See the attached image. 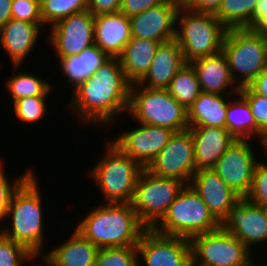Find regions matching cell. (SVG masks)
<instances>
[{
    "mask_svg": "<svg viewBox=\"0 0 267 266\" xmlns=\"http://www.w3.org/2000/svg\"><path fill=\"white\" fill-rule=\"evenodd\" d=\"M239 93L248 102L256 124L257 139L267 134V97L256 94L249 86L240 88Z\"/></svg>",
    "mask_w": 267,
    "mask_h": 266,
    "instance_id": "36",
    "label": "cell"
},
{
    "mask_svg": "<svg viewBox=\"0 0 267 266\" xmlns=\"http://www.w3.org/2000/svg\"><path fill=\"white\" fill-rule=\"evenodd\" d=\"M98 251L96 245L75 229L69 240L42 256L50 266H94Z\"/></svg>",
    "mask_w": 267,
    "mask_h": 266,
    "instance_id": "24",
    "label": "cell"
},
{
    "mask_svg": "<svg viewBox=\"0 0 267 266\" xmlns=\"http://www.w3.org/2000/svg\"><path fill=\"white\" fill-rule=\"evenodd\" d=\"M251 140H237L224 152L212 170L241 198L248 195L256 160Z\"/></svg>",
    "mask_w": 267,
    "mask_h": 266,
    "instance_id": "13",
    "label": "cell"
},
{
    "mask_svg": "<svg viewBox=\"0 0 267 266\" xmlns=\"http://www.w3.org/2000/svg\"><path fill=\"white\" fill-rule=\"evenodd\" d=\"M43 26V23H29L11 19L0 28V47L11 58V63L15 69L26 60V56L35 48Z\"/></svg>",
    "mask_w": 267,
    "mask_h": 266,
    "instance_id": "22",
    "label": "cell"
},
{
    "mask_svg": "<svg viewBox=\"0 0 267 266\" xmlns=\"http://www.w3.org/2000/svg\"><path fill=\"white\" fill-rule=\"evenodd\" d=\"M221 226L203 199L190 185H186L152 229L162 235L190 239L215 231Z\"/></svg>",
    "mask_w": 267,
    "mask_h": 266,
    "instance_id": "5",
    "label": "cell"
},
{
    "mask_svg": "<svg viewBox=\"0 0 267 266\" xmlns=\"http://www.w3.org/2000/svg\"><path fill=\"white\" fill-rule=\"evenodd\" d=\"M249 87L256 94L267 97V67L249 84Z\"/></svg>",
    "mask_w": 267,
    "mask_h": 266,
    "instance_id": "44",
    "label": "cell"
},
{
    "mask_svg": "<svg viewBox=\"0 0 267 266\" xmlns=\"http://www.w3.org/2000/svg\"><path fill=\"white\" fill-rule=\"evenodd\" d=\"M258 33L267 35V0H258L254 13V27Z\"/></svg>",
    "mask_w": 267,
    "mask_h": 266,
    "instance_id": "42",
    "label": "cell"
},
{
    "mask_svg": "<svg viewBox=\"0 0 267 266\" xmlns=\"http://www.w3.org/2000/svg\"><path fill=\"white\" fill-rule=\"evenodd\" d=\"M137 250L138 266H192L190 242L186 238L146 229L140 237Z\"/></svg>",
    "mask_w": 267,
    "mask_h": 266,
    "instance_id": "12",
    "label": "cell"
},
{
    "mask_svg": "<svg viewBox=\"0 0 267 266\" xmlns=\"http://www.w3.org/2000/svg\"><path fill=\"white\" fill-rule=\"evenodd\" d=\"M190 64L196 72L201 92L227 94L228 97L226 96V98H231V95L236 97L239 93L240 88L238 85H234L235 81H233L227 58L222 50L193 60Z\"/></svg>",
    "mask_w": 267,
    "mask_h": 266,
    "instance_id": "19",
    "label": "cell"
},
{
    "mask_svg": "<svg viewBox=\"0 0 267 266\" xmlns=\"http://www.w3.org/2000/svg\"><path fill=\"white\" fill-rule=\"evenodd\" d=\"M94 266H138L137 246L100 248Z\"/></svg>",
    "mask_w": 267,
    "mask_h": 266,
    "instance_id": "33",
    "label": "cell"
},
{
    "mask_svg": "<svg viewBox=\"0 0 267 266\" xmlns=\"http://www.w3.org/2000/svg\"><path fill=\"white\" fill-rule=\"evenodd\" d=\"M176 24L175 40L186 63L222 50L227 29L213 13L179 9Z\"/></svg>",
    "mask_w": 267,
    "mask_h": 266,
    "instance_id": "6",
    "label": "cell"
},
{
    "mask_svg": "<svg viewBox=\"0 0 267 266\" xmlns=\"http://www.w3.org/2000/svg\"><path fill=\"white\" fill-rule=\"evenodd\" d=\"M122 0H88V11L96 16L120 11Z\"/></svg>",
    "mask_w": 267,
    "mask_h": 266,
    "instance_id": "41",
    "label": "cell"
},
{
    "mask_svg": "<svg viewBox=\"0 0 267 266\" xmlns=\"http://www.w3.org/2000/svg\"><path fill=\"white\" fill-rule=\"evenodd\" d=\"M47 96L24 97L13 103L15 117L26 123H36L47 113Z\"/></svg>",
    "mask_w": 267,
    "mask_h": 266,
    "instance_id": "34",
    "label": "cell"
},
{
    "mask_svg": "<svg viewBox=\"0 0 267 266\" xmlns=\"http://www.w3.org/2000/svg\"><path fill=\"white\" fill-rule=\"evenodd\" d=\"M106 152L89 171L106 203H132L136 182L143 167L122 152L111 140L105 141Z\"/></svg>",
    "mask_w": 267,
    "mask_h": 266,
    "instance_id": "4",
    "label": "cell"
},
{
    "mask_svg": "<svg viewBox=\"0 0 267 266\" xmlns=\"http://www.w3.org/2000/svg\"><path fill=\"white\" fill-rule=\"evenodd\" d=\"M12 0H0V28L12 19Z\"/></svg>",
    "mask_w": 267,
    "mask_h": 266,
    "instance_id": "45",
    "label": "cell"
},
{
    "mask_svg": "<svg viewBox=\"0 0 267 266\" xmlns=\"http://www.w3.org/2000/svg\"><path fill=\"white\" fill-rule=\"evenodd\" d=\"M222 2L223 0H194L188 9L194 12L215 14L219 10Z\"/></svg>",
    "mask_w": 267,
    "mask_h": 266,
    "instance_id": "43",
    "label": "cell"
},
{
    "mask_svg": "<svg viewBox=\"0 0 267 266\" xmlns=\"http://www.w3.org/2000/svg\"><path fill=\"white\" fill-rule=\"evenodd\" d=\"M36 257L39 258L23 245L0 233V266H22L26 261L33 262Z\"/></svg>",
    "mask_w": 267,
    "mask_h": 266,
    "instance_id": "35",
    "label": "cell"
},
{
    "mask_svg": "<svg viewBox=\"0 0 267 266\" xmlns=\"http://www.w3.org/2000/svg\"><path fill=\"white\" fill-rule=\"evenodd\" d=\"M94 39L109 58H118L131 39L129 17L121 11L94 16Z\"/></svg>",
    "mask_w": 267,
    "mask_h": 266,
    "instance_id": "20",
    "label": "cell"
},
{
    "mask_svg": "<svg viewBox=\"0 0 267 266\" xmlns=\"http://www.w3.org/2000/svg\"><path fill=\"white\" fill-rule=\"evenodd\" d=\"M178 9H188L194 0H167Z\"/></svg>",
    "mask_w": 267,
    "mask_h": 266,
    "instance_id": "46",
    "label": "cell"
},
{
    "mask_svg": "<svg viewBox=\"0 0 267 266\" xmlns=\"http://www.w3.org/2000/svg\"><path fill=\"white\" fill-rule=\"evenodd\" d=\"M59 67L67 78V83L76 88L81 82L96 73L97 69L106 62L109 57L97 46L92 45L84 49L80 54L70 57L58 58Z\"/></svg>",
    "mask_w": 267,
    "mask_h": 266,
    "instance_id": "27",
    "label": "cell"
},
{
    "mask_svg": "<svg viewBox=\"0 0 267 266\" xmlns=\"http://www.w3.org/2000/svg\"><path fill=\"white\" fill-rule=\"evenodd\" d=\"M189 185L221 224L229 218L241 199L212 169L197 170Z\"/></svg>",
    "mask_w": 267,
    "mask_h": 266,
    "instance_id": "16",
    "label": "cell"
},
{
    "mask_svg": "<svg viewBox=\"0 0 267 266\" xmlns=\"http://www.w3.org/2000/svg\"><path fill=\"white\" fill-rule=\"evenodd\" d=\"M88 10V0H42L40 14L45 25H54L59 20Z\"/></svg>",
    "mask_w": 267,
    "mask_h": 266,
    "instance_id": "32",
    "label": "cell"
},
{
    "mask_svg": "<svg viewBox=\"0 0 267 266\" xmlns=\"http://www.w3.org/2000/svg\"><path fill=\"white\" fill-rule=\"evenodd\" d=\"M34 174L36 173H32L12 195L5 217V220L10 217L12 222L9 223L10 228L4 225L0 233L40 257L44 252L42 249L45 239L43 195L40 192L39 178Z\"/></svg>",
    "mask_w": 267,
    "mask_h": 266,
    "instance_id": "3",
    "label": "cell"
},
{
    "mask_svg": "<svg viewBox=\"0 0 267 266\" xmlns=\"http://www.w3.org/2000/svg\"><path fill=\"white\" fill-rule=\"evenodd\" d=\"M50 27L48 40L57 58L78 55L95 44L94 15L88 10L63 18Z\"/></svg>",
    "mask_w": 267,
    "mask_h": 266,
    "instance_id": "14",
    "label": "cell"
},
{
    "mask_svg": "<svg viewBox=\"0 0 267 266\" xmlns=\"http://www.w3.org/2000/svg\"><path fill=\"white\" fill-rule=\"evenodd\" d=\"M3 162L0 160V222L5 220L10 201L14 192L21 186V184L33 173L29 169L24 174L17 176L13 184L10 182L8 175L4 171ZM0 223V224H1Z\"/></svg>",
    "mask_w": 267,
    "mask_h": 266,
    "instance_id": "37",
    "label": "cell"
},
{
    "mask_svg": "<svg viewBox=\"0 0 267 266\" xmlns=\"http://www.w3.org/2000/svg\"><path fill=\"white\" fill-rule=\"evenodd\" d=\"M259 141L261 142V145L264 147L263 150H264V153H266L265 156L267 157V134H264L262 137H260ZM265 159H267V158H265ZM265 159H264L265 162L260 160L259 163L267 168V162H266L267 160H265Z\"/></svg>",
    "mask_w": 267,
    "mask_h": 266,
    "instance_id": "47",
    "label": "cell"
},
{
    "mask_svg": "<svg viewBox=\"0 0 267 266\" xmlns=\"http://www.w3.org/2000/svg\"><path fill=\"white\" fill-rule=\"evenodd\" d=\"M236 96L239 99L237 97L228 102L226 129L237 140H251L256 137V124L251 108L240 93Z\"/></svg>",
    "mask_w": 267,
    "mask_h": 266,
    "instance_id": "28",
    "label": "cell"
},
{
    "mask_svg": "<svg viewBox=\"0 0 267 266\" xmlns=\"http://www.w3.org/2000/svg\"><path fill=\"white\" fill-rule=\"evenodd\" d=\"M137 128L122 132L111 142L122 152L146 168L157 154L167 145L174 131L163 126L138 122Z\"/></svg>",
    "mask_w": 267,
    "mask_h": 266,
    "instance_id": "15",
    "label": "cell"
},
{
    "mask_svg": "<svg viewBox=\"0 0 267 266\" xmlns=\"http://www.w3.org/2000/svg\"><path fill=\"white\" fill-rule=\"evenodd\" d=\"M193 138L195 170L212 169L236 141L226 128L189 127Z\"/></svg>",
    "mask_w": 267,
    "mask_h": 266,
    "instance_id": "21",
    "label": "cell"
},
{
    "mask_svg": "<svg viewBox=\"0 0 267 266\" xmlns=\"http://www.w3.org/2000/svg\"><path fill=\"white\" fill-rule=\"evenodd\" d=\"M185 64L181 47L175 39L161 43L149 71L138 84L150 89H167Z\"/></svg>",
    "mask_w": 267,
    "mask_h": 266,
    "instance_id": "23",
    "label": "cell"
},
{
    "mask_svg": "<svg viewBox=\"0 0 267 266\" xmlns=\"http://www.w3.org/2000/svg\"><path fill=\"white\" fill-rule=\"evenodd\" d=\"M186 184L178 179L158 177L146 168L138 176L132 207L139 221L152 229Z\"/></svg>",
    "mask_w": 267,
    "mask_h": 266,
    "instance_id": "9",
    "label": "cell"
},
{
    "mask_svg": "<svg viewBox=\"0 0 267 266\" xmlns=\"http://www.w3.org/2000/svg\"><path fill=\"white\" fill-rule=\"evenodd\" d=\"M131 84L118 58H109L96 73L73 89L70 109L85 124L111 125L121 112H128Z\"/></svg>",
    "mask_w": 267,
    "mask_h": 266,
    "instance_id": "1",
    "label": "cell"
},
{
    "mask_svg": "<svg viewBox=\"0 0 267 266\" xmlns=\"http://www.w3.org/2000/svg\"><path fill=\"white\" fill-rule=\"evenodd\" d=\"M33 73L18 72L8 77L6 89L12 96L13 103L24 97L49 96L52 86L47 81Z\"/></svg>",
    "mask_w": 267,
    "mask_h": 266,
    "instance_id": "31",
    "label": "cell"
},
{
    "mask_svg": "<svg viewBox=\"0 0 267 266\" xmlns=\"http://www.w3.org/2000/svg\"><path fill=\"white\" fill-rule=\"evenodd\" d=\"M225 96L201 92L187 110L189 127L226 128V113L229 100Z\"/></svg>",
    "mask_w": 267,
    "mask_h": 266,
    "instance_id": "26",
    "label": "cell"
},
{
    "mask_svg": "<svg viewBox=\"0 0 267 266\" xmlns=\"http://www.w3.org/2000/svg\"><path fill=\"white\" fill-rule=\"evenodd\" d=\"M222 225L250 251L253 245H262L265 241L267 243L266 211L246 198L239 200L229 218Z\"/></svg>",
    "mask_w": 267,
    "mask_h": 266,
    "instance_id": "17",
    "label": "cell"
},
{
    "mask_svg": "<svg viewBox=\"0 0 267 266\" xmlns=\"http://www.w3.org/2000/svg\"><path fill=\"white\" fill-rule=\"evenodd\" d=\"M246 199L267 209V168L259 162L253 170L252 184Z\"/></svg>",
    "mask_w": 267,
    "mask_h": 266,
    "instance_id": "38",
    "label": "cell"
},
{
    "mask_svg": "<svg viewBox=\"0 0 267 266\" xmlns=\"http://www.w3.org/2000/svg\"><path fill=\"white\" fill-rule=\"evenodd\" d=\"M258 0H223L214 14L227 29L254 27V13Z\"/></svg>",
    "mask_w": 267,
    "mask_h": 266,
    "instance_id": "29",
    "label": "cell"
},
{
    "mask_svg": "<svg viewBox=\"0 0 267 266\" xmlns=\"http://www.w3.org/2000/svg\"><path fill=\"white\" fill-rule=\"evenodd\" d=\"M12 19L29 23H43L38 0H12Z\"/></svg>",
    "mask_w": 267,
    "mask_h": 266,
    "instance_id": "39",
    "label": "cell"
},
{
    "mask_svg": "<svg viewBox=\"0 0 267 266\" xmlns=\"http://www.w3.org/2000/svg\"><path fill=\"white\" fill-rule=\"evenodd\" d=\"M167 90L179 104L188 110L201 93L194 67L186 63L171 80Z\"/></svg>",
    "mask_w": 267,
    "mask_h": 266,
    "instance_id": "30",
    "label": "cell"
},
{
    "mask_svg": "<svg viewBox=\"0 0 267 266\" xmlns=\"http://www.w3.org/2000/svg\"><path fill=\"white\" fill-rule=\"evenodd\" d=\"M160 44L154 40L131 37L125 45L118 59L131 85L139 83L147 74Z\"/></svg>",
    "mask_w": 267,
    "mask_h": 266,
    "instance_id": "25",
    "label": "cell"
},
{
    "mask_svg": "<svg viewBox=\"0 0 267 266\" xmlns=\"http://www.w3.org/2000/svg\"><path fill=\"white\" fill-rule=\"evenodd\" d=\"M146 169L158 177L178 179L189 185L196 172L190 130L174 132L167 145Z\"/></svg>",
    "mask_w": 267,
    "mask_h": 266,
    "instance_id": "11",
    "label": "cell"
},
{
    "mask_svg": "<svg viewBox=\"0 0 267 266\" xmlns=\"http://www.w3.org/2000/svg\"><path fill=\"white\" fill-rule=\"evenodd\" d=\"M222 51L227 58L233 81L239 88L249 86L267 67L265 35L254 28L227 30Z\"/></svg>",
    "mask_w": 267,
    "mask_h": 266,
    "instance_id": "7",
    "label": "cell"
},
{
    "mask_svg": "<svg viewBox=\"0 0 267 266\" xmlns=\"http://www.w3.org/2000/svg\"><path fill=\"white\" fill-rule=\"evenodd\" d=\"M41 260L43 261V263L45 264V266H50L49 263H48V261L42 255H41ZM44 264H42V265L44 266Z\"/></svg>",
    "mask_w": 267,
    "mask_h": 266,
    "instance_id": "48",
    "label": "cell"
},
{
    "mask_svg": "<svg viewBox=\"0 0 267 266\" xmlns=\"http://www.w3.org/2000/svg\"><path fill=\"white\" fill-rule=\"evenodd\" d=\"M265 40H266V47H267V35L265 36Z\"/></svg>",
    "mask_w": 267,
    "mask_h": 266,
    "instance_id": "49",
    "label": "cell"
},
{
    "mask_svg": "<svg viewBox=\"0 0 267 266\" xmlns=\"http://www.w3.org/2000/svg\"><path fill=\"white\" fill-rule=\"evenodd\" d=\"M79 221L75 229L99 249L137 246L147 229L131 203L102 202Z\"/></svg>",
    "mask_w": 267,
    "mask_h": 266,
    "instance_id": "2",
    "label": "cell"
},
{
    "mask_svg": "<svg viewBox=\"0 0 267 266\" xmlns=\"http://www.w3.org/2000/svg\"><path fill=\"white\" fill-rule=\"evenodd\" d=\"M189 242L192 266H256L251 251L223 225Z\"/></svg>",
    "mask_w": 267,
    "mask_h": 266,
    "instance_id": "10",
    "label": "cell"
},
{
    "mask_svg": "<svg viewBox=\"0 0 267 266\" xmlns=\"http://www.w3.org/2000/svg\"><path fill=\"white\" fill-rule=\"evenodd\" d=\"M127 113L136 123L163 126L174 132L189 128L187 110L167 89H150L138 83L132 84Z\"/></svg>",
    "mask_w": 267,
    "mask_h": 266,
    "instance_id": "8",
    "label": "cell"
},
{
    "mask_svg": "<svg viewBox=\"0 0 267 266\" xmlns=\"http://www.w3.org/2000/svg\"><path fill=\"white\" fill-rule=\"evenodd\" d=\"M166 0H122L120 11L127 17L144 12L145 10L158 6Z\"/></svg>",
    "mask_w": 267,
    "mask_h": 266,
    "instance_id": "40",
    "label": "cell"
},
{
    "mask_svg": "<svg viewBox=\"0 0 267 266\" xmlns=\"http://www.w3.org/2000/svg\"><path fill=\"white\" fill-rule=\"evenodd\" d=\"M178 8L167 0L129 17L131 37L165 43L175 39Z\"/></svg>",
    "mask_w": 267,
    "mask_h": 266,
    "instance_id": "18",
    "label": "cell"
}]
</instances>
